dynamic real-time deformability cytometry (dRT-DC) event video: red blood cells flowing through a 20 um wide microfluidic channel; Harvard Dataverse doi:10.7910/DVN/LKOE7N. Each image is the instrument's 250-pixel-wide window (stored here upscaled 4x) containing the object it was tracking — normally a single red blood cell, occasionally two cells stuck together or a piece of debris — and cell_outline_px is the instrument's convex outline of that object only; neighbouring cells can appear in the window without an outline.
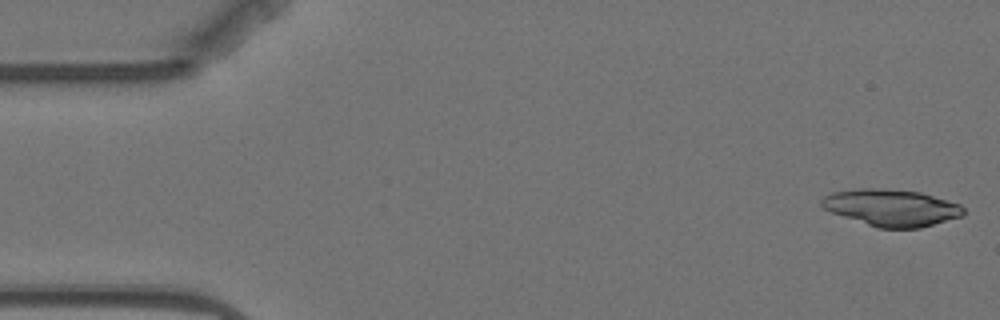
{"species": "Egyptian fruit bat (a non-hibernating species)", "species_latin": "Rousettus aegyptiacus", "temperature_condition": "warm", "stored_images_in_passage": 4, "camera_frame_rate_fps": 3000, "um_per_image_px": 0.085, "animal": {"sex": "female"}, "frame": {"image": 1, "passage_image": 1, "time_ms": 0.0, "image_size_px": [1000, 320], "cell_outline_px": [[964, 212], [960, 216], [920, 228], [876, 228], [832, 212], [824, 208], [820, 204], [820, 200], [824, 196], [832, 192], [860, 188], [880, 188], [920, 192], [960, 204], [964, 208]], "centroid_in_image_um": [75.74, 17.65], "position_along_channel_um": 9.3, "area_um2": 30.23}}
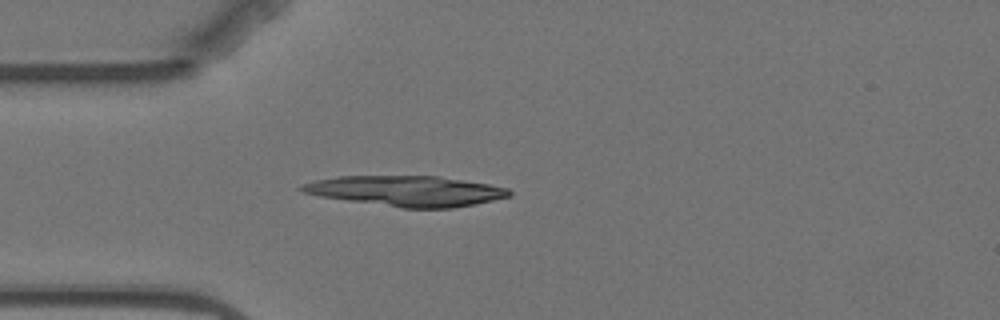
{"frame": {"image": 2, "passage_image": 4, "time_ms": 4.333, "image_size_px": [1000, 320], "cell_outline_px": [[512, 196], [476, 204], [452, 208], [404, 208], [320, 196], [304, 192], [296, 188], [300, 184], [316, 180], [336, 176], [440, 176], [488, 184], [508, 188], [512, 192]], "centroid_in_image_um": [34.56, 16.23], "position_along_channel_um": 50.4, "area_um2": 36.7}}